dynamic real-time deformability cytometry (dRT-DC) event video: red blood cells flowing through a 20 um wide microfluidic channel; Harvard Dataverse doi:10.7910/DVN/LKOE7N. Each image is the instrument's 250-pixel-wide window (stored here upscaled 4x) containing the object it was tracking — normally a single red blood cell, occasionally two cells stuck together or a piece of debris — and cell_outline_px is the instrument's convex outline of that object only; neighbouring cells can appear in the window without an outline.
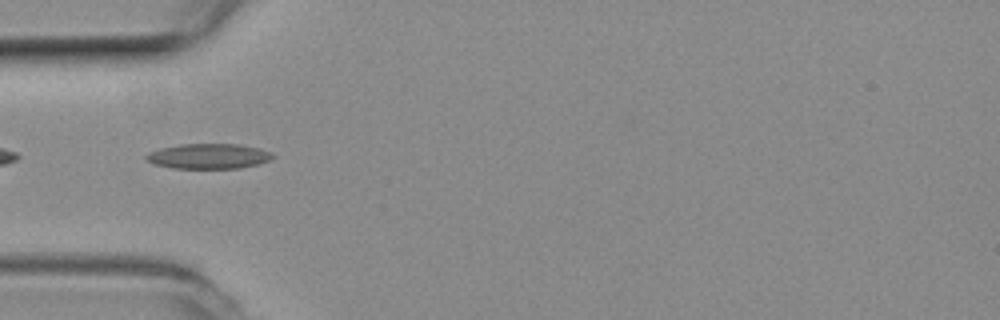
{"species": "common noctule bat (a hibernating species)", "species_latin": "Nyctalus noctula", "temperature_condition": "room temperature", "stored_images_in_passage": 40, "camera_frame_rate_fps": 3000, "um_per_image_px": 0.085, "animal": {"sex": "female", "body_mass_g": 19.3, "forearm_length_mm": 54.1}, "frame": {"image": 1, "passage_image": 2, "time_ms": 0.333, "image_size_px": [1000, 320], "cell_outline_px": [[276, 156], [272, 160], [240, 168], [172, 168], [152, 164], [144, 160], [144, 156], [148, 152], [160, 148], [180, 144], [240, 144], [260, 148], [272, 152]], "centroid_in_image_um": [17.72, 13.27], "position_along_channel_um": 67.3, "area_um2": 18.84}}
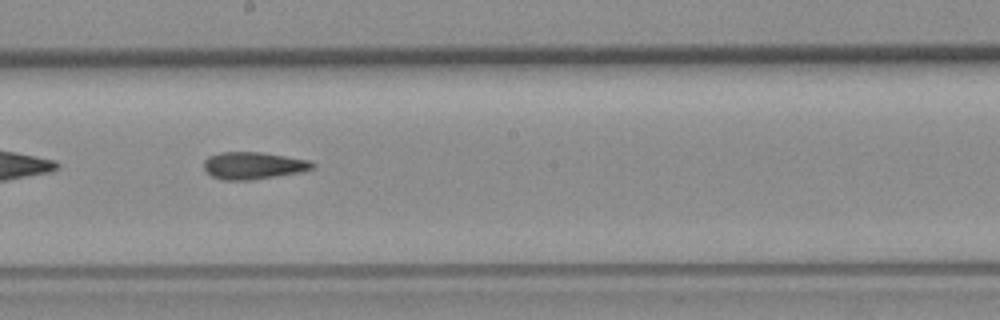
{"frame": {"image": 2, "passage_image": 15, "time_ms": 4.667, "image_size_px": [1000, 320], "cell_outline_px": [[316, 168], [300, 172], [252, 180], [224, 180], [212, 176], [204, 168], [204, 160], [208, 156], [220, 152], [260, 152], [308, 160], [316, 164]], "centroid_in_image_um": [21.53, 14.07], "position_along_channel_um": 226.7, "area_um2": 17.17}}
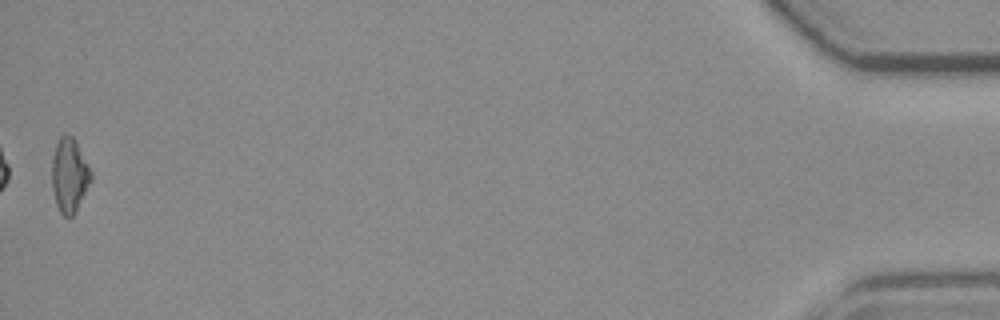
{"frame": {"image": 3, "passage_image": 40, "time_ms": 13.0, "image_size_px": [1000, 320], "cell_outline_px": [[92, 180], [76, 212], [72, 216], [64, 216], [60, 212], [56, 204], [52, 188], [52, 156], [56, 144], [60, 136], [72, 136], [76, 140], [92, 172]], "centroid_in_image_um": [5.91, 14.91], "position_along_channel_um": 429.3, "area_um2": 16.99}, "authors_computed_cell_mechanics": {"area_um2": 16.9932, "velocity_mm_per_s": 3.6612, "shape_relaxation_time_tau1_ms": null, "shape_relaxation_time_tau2_ms": 6.2278, "deformation_change_tau1": null, "deformation_change_tau2": 0.1613}}